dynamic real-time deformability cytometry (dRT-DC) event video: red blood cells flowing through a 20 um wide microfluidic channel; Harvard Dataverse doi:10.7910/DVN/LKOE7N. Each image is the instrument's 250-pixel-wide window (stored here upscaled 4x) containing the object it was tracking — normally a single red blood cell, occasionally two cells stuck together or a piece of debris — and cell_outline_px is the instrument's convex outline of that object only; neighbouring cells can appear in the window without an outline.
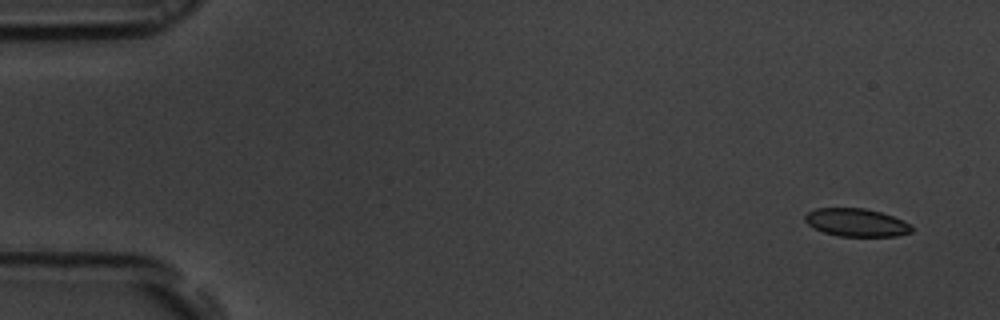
{"species": "common noctule bat (a hibernating species)", "species_latin": "Nyctalus noctula", "temperature_condition": "room temperature", "stored_images_in_passage": 10, "camera_frame_rate_fps": 3000, "um_per_image_px": 0.085, "animal": {"sex": "male", "body_mass_g": 19.5, "forearm_length_mm": 54.6}, "frame": {"image": 1, "passage_image": 1, "time_ms": 0.0, "image_size_px": [1000, 320], "cell_outline_px": [[916, 228], [912, 232], [896, 236], [840, 236], [824, 232], [808, 224], [804, 220], [804, 216], [808, 212], [816, 208], [864, 208], [880, 212], [904, 220]], "centroid_in_image_um": [72.83, 18.91], "position_along_channel_um": 12.2, "area_um2": 17.4}}